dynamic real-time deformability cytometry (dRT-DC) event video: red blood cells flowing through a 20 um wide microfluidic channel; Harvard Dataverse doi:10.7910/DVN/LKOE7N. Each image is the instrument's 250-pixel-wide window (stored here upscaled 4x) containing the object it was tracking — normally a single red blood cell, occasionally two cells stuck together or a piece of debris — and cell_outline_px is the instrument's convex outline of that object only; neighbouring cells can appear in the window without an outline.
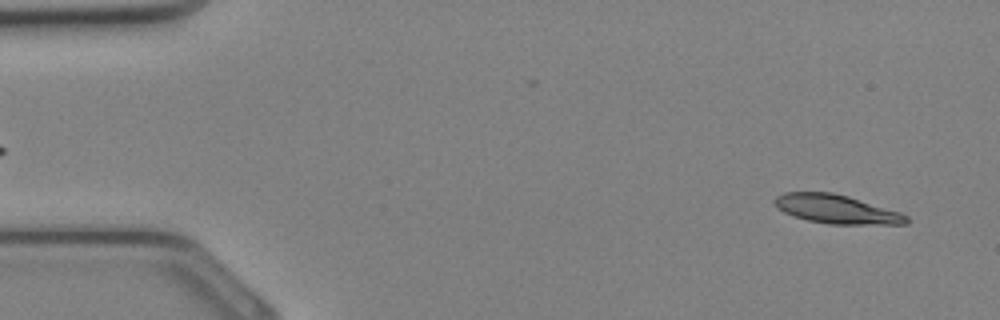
{"species": "Egyptian fruit bat (a non-hibernating species)", "species_latin": "Rousettus aegyptiacus", "temperature_condition": "cold", "stored_images_in_passage": 13, "camera_frame_rate_fps": 3000, "um_per_image_px": 0.085, "animal": {"sex": "female"}, "frame": {"image": 1, "passage_image": 1, "time_ms": 0.0, "image_size_px": [1000, 320], "cell_outline_px": [[908, 224], [828, 224], [808, 220], [792, 216], [776, 208], [772, 200], [776, 196], [784, 192], [832, 192], [848, 196], [900, 212], [908, 216]], "centroid_in_image_um": [71.05, 17.77], "position_along_channel_um": 13.9, "area_um2": 22.2}}
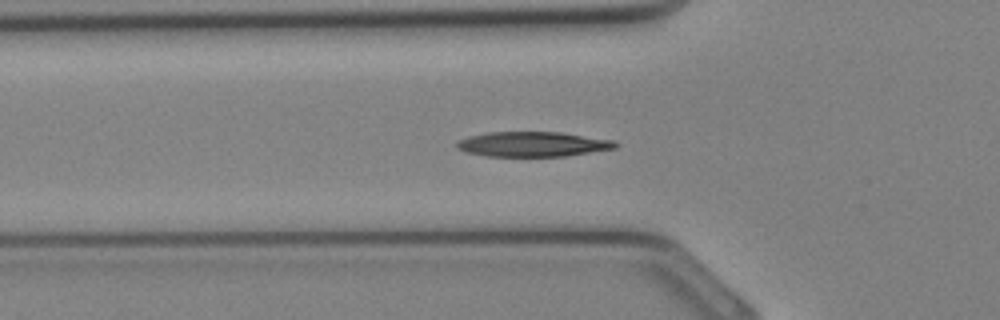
{"frame": {"image": 2, "passage_image": 10, "time_ms": 3.0, "image_size_px": [1000, 320], "cell_outline_px": [[620, 144], [616, 148], [564, 156], [488, 156], [468, 152], [456, 148], [456, 144], [460, 140], [468, 136], [488, 132], [560, 132], [616, 140]], "centroid_in_image_um": [45.33, 12.25], "position_along_channel_um": 80.5, "area_um2": 23.0}}
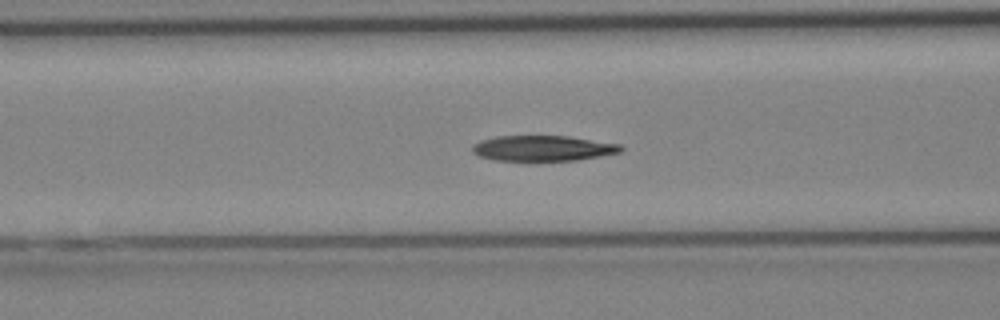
{"frame": {"image": 3, "passage_image": 12, "time_ms": 3.667, "image_size_px": [1000, 320], "cell_outline_px": [[624, 148], [620, 152], [576, 160], [496, 160], [480, 156], [472, 152], [472, 144], [480, 140], [496, 136], [568, 136], [620, 144]], "centroid_in_image_um": [46.12, 12.59], "position_along_channel_um": 120.5, "area_um2": 21.85}}